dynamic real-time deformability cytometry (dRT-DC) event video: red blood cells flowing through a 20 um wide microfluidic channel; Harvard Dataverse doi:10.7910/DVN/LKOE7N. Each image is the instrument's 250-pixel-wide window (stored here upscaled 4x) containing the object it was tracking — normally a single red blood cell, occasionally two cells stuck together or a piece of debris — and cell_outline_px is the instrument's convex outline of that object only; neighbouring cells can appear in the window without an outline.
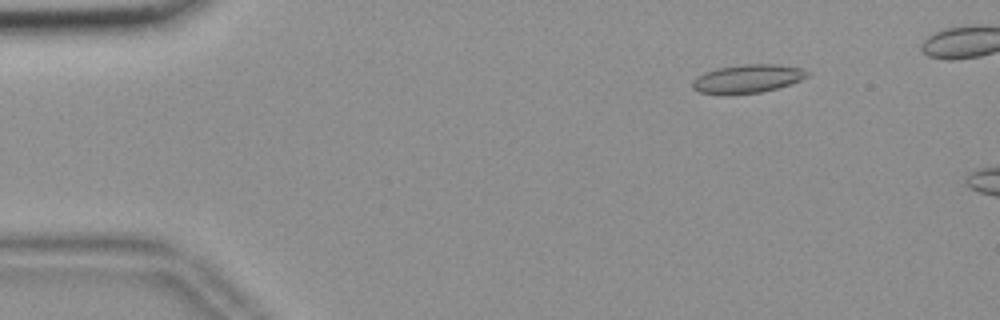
{"species": "common noctule bat (a hibernating species)", "species_latin": "Nyctalus noctula", "temperature_condition": "room temperature", "stored_images_in_passage": 44, "camera_frame_rate_fps": 3000, "um_per_image_px": 0.085, "animal": {"sex": "female", "body_mass_g": 18.4}, "frame": {"image": 1, "passage_image": 1, "time_ms": 0.0, "image_size_px": [1000, 320], "cell_outline_px": [[808, 76], [800, 80], [776, 88], [760, 92], [728, 96], [700, 92], [692, 88], [692, 80], [696, 76], [704, 72], [716, 68], [744, 64], [776, 64], [800, 68], [808, 72]], "centroid_in_image_um": [63.46, 6.7], "position_along_channel_um": 21.5, "area_um2": 19.19}}
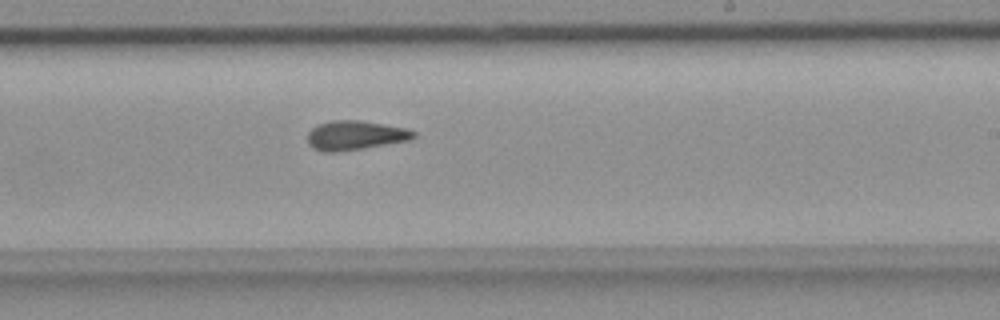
{"frame": {"image": 2, "passage_image": 27, "time_ms": 8.667, "image_size_px": [1000, 320], "cell_outline_px": [[416, 136], [408, 140], [364, 148], [336, 152], [324, 152], [312, 148], [308, 144], [308, 132], [312, 128], [320, 124], [332, 120], [360, 120], [404, 128], [416, 132]], "centroid_in_image_um": [30.15, 11.51], "position_along_channel_um": 258.8, "area_um2": 17.92}}
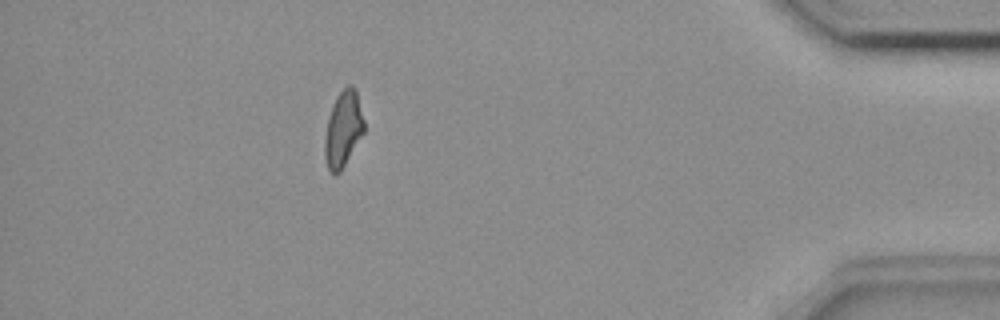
{"frame": {"image": 3, "passage_image": 43, "time_ms": 14.0, "image_size_px": [1000, 320], "cell_outline_px": [[364, 132], [340, 172], [336, 176], [332, 176], [328, 168], [324, 156], [324, 140], [328, 116], [332, 104], [336, 96], [348, 84], [352, 84], [356, 88], [364, 120]], "centroid_in_image_um": [29.16, 10.97], "position_along_channel_um": 406.0, "area_um2": 17.63}}